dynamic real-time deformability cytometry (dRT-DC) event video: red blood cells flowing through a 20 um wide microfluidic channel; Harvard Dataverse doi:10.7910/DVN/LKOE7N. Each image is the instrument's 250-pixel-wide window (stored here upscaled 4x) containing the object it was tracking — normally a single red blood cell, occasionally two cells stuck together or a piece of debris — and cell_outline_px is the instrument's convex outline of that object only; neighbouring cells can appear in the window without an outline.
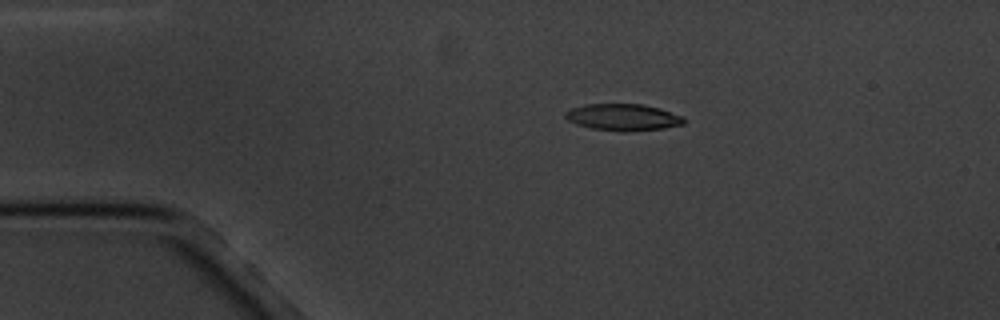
{"species": "common noctule bat (a hibernating species)", "species_latin": "Nyctalus noctula", "temperature_condition": "cold", "stored_images_in_passage": 7, "camera_frame_rate_fps": 3000, "um_per_image_px": 0.085, "animal": {"sex": "male", "body_mass_g": 20.1, "forearm_length_mm": 53.5}, "frame": {"image": 1, "passage_image": 4, "time_ms": 3.333, "image_size_px": [1000, 320], "cell_outline_px": [[684, 124], [664, 128], [592, 128], [576, 124], [568, 120], [564, 116], [564, 112], [572, 108], [584, 104], [644, 104], [660, 108], [684, 116]], "centroid_in_image_um": [52.95, 9.9], "position_along_channel_um": 32.1, "area_um2": 17.51}}
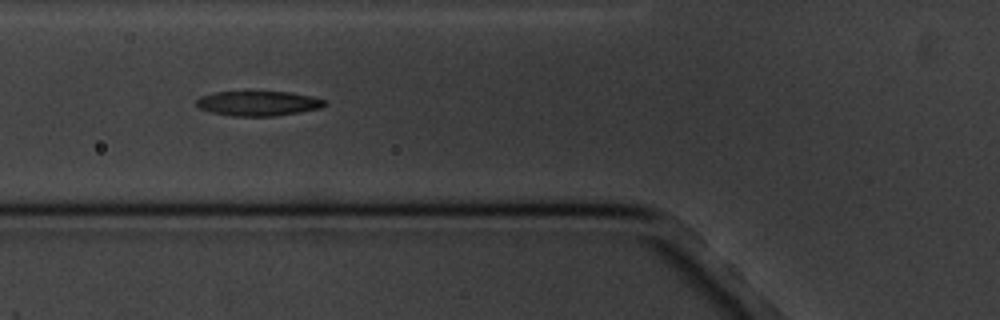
{"frame": {"image": 2, "passage_image": 6, "time_ms": 6.667, "image_size_px": [1000, 320], "cell_outline_px": [[328, 104], [320, 108], [300, 112], [276, 116], [236, 116], [212, 112], [200, 108], [196, 104], [196, 100], [200, 96], [216, 92], [244, 88], [248, 88], [292, 92], [312, 96], [324, 100]], "centroid_in_image_um": [21.94, 8.72], "position_along_channel_um": 103.9, "area_um2": 19.59}}
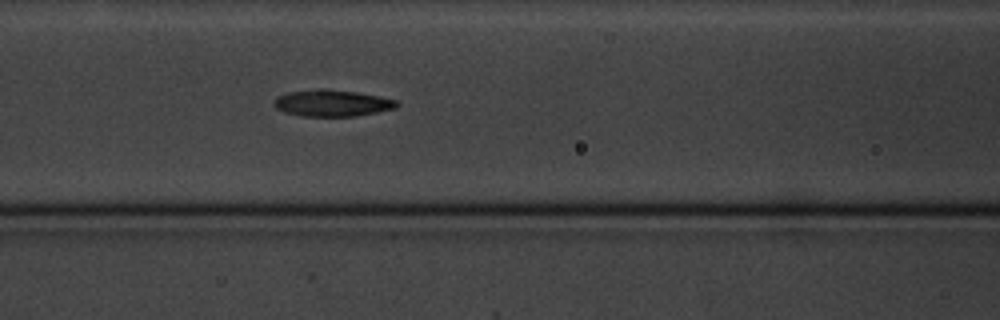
{"frame": {"image": 3, "passage_image": 7, "time_ms": 7.667, "image_size_px": [1000, 320], "cell_outline_px": [[400, 104], [396, 108], [356, 116], [300, 116], [284, 112], [276, 108], [272, 104], [276, 96], [288, 92], [320, 88], [356, 92], [380, 96], [396, 100]], "centroid_in_image_um": [28.2, 8.76], "position_along_channel_um": 138.4, "area_um2": 19.13}}